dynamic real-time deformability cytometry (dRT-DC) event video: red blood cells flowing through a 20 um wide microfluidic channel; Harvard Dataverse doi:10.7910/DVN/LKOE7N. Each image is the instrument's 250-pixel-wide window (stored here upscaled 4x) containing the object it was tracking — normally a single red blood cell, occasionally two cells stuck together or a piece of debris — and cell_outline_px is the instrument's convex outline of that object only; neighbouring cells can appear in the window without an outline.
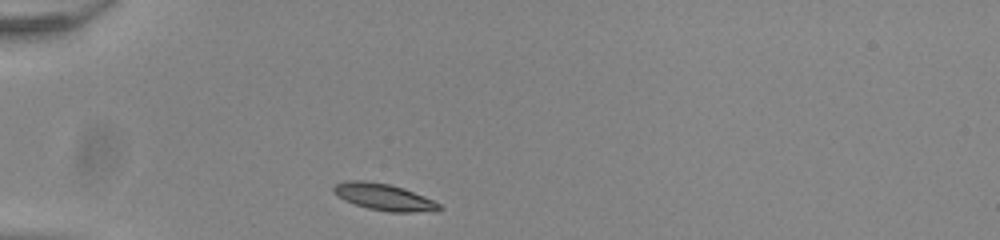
{"species": "common noctule bat (a hibernating species)", "species_latin": "Nyctalus noctula", "temperature_condition": "room temperature", "stored_images_in_passage": 31, "camera_frame_rate_fps": 3000, "um_per_image_px": 0.085, "animal": {"sex": "male", "body_mass_g": 20.0, "forearm_length_mm": 53.3}, "frame": {"image": 1, "passage_image": 1, "time_ms": 0.0, "image_size_px": [1000, 240], "cell_outline_px": [[444, 208], [412, 212], [388, 212], [368, 208], [344, 200], [332, 192], [332, 188], [336, 184], [344, 180], [364, 180], [388, 184], [404, 188], [424, 196], [440, 204]], "centroid_in_image_um": [32.57, 16.73], "position_along_channel_um": 52.4, "area_um2": 16.24}}
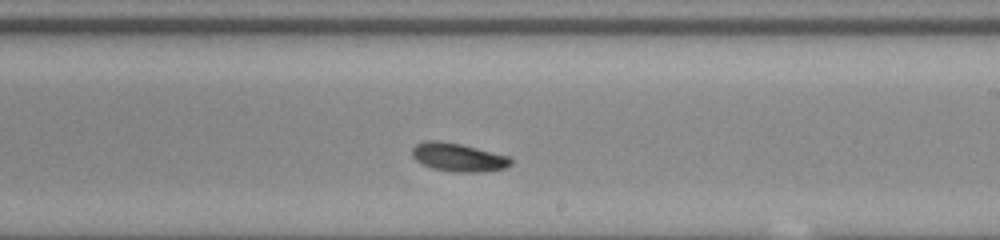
{"frame": {"image": 2, "passage_image": 18, "time_ms": 5.667, "image_size_px": [1000, 240], "cell_outline_px": [[512, 164], [504, 168], [484, 172], [456, 172], [432, 168], [416, 160], [412, 156], [412, 148], [416, 144], [424, 140], [436, 140], [460, 144], [508, 156], [512, 160]], "centroid_in_image_um": [38.93, 13.37], "position_along_channel_um": 250.1, "area_um2": 16.18}}
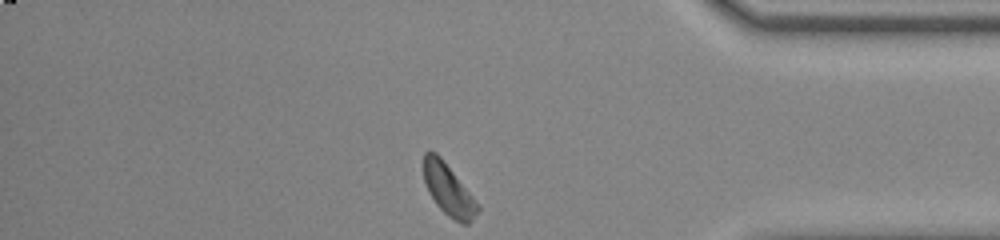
{"frame": {"image": 3, "passage_image": 31, "time_ms": 10.0, "image_size_px": [1000, 240], "cell_outline_px": [[480, 212], [468, 224], [460, 224], [448, 216], [436, 204], [428, 192], [424, 180], [424, 152], [428, 148], [436, 152], [440, 156], [480, 204]], "centroid_in_image_um": [38.14, 16.14], "position_along_channel_um": 397.1, "area_um2": 16.47}, "authors_computed_cell_mechanics": {"area_um2": 16.184, "velocity_mm_per_s": 3.8639, "shape_relaxation_time_tau1_ms": 3.7638, "shape_relaxation_time_tau2_ms": null, "deformation_change_tau1": 0.1217, "deformation_change_tau2": null}}